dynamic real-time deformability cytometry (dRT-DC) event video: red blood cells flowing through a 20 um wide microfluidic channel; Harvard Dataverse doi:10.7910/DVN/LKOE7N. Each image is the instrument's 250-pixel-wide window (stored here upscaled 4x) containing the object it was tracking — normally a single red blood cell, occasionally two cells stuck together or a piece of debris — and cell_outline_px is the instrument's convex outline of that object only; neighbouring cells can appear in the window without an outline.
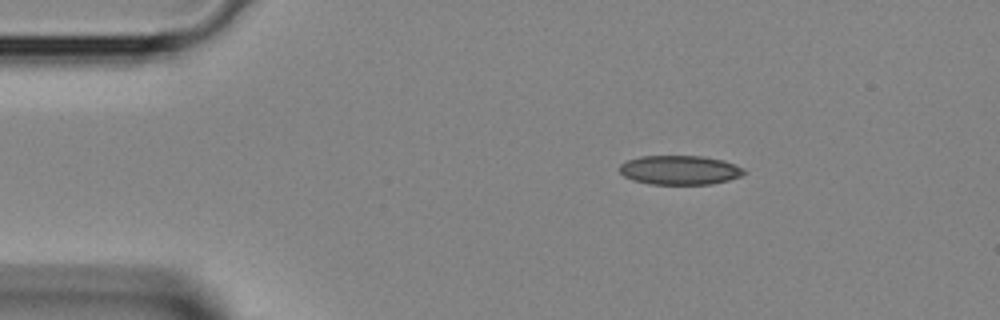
{"species": "Egyptian fruit bat (a non-hibernating species)", "species_latin": "Rousettus aegyptiacus", "temperature_condition": "room temperature", "stored_images_in_passage": 2, "camera_frame_rate_fps": 3000, "um_per_image_px": 0.085, "animal": {"sex": "female"}, "frame": {"image": 1, "passage_image": 1, "time_ms": 0.0, "image_size_px": [1000, 320], "cell_outline_px": [[748, 172], [740, 176], [728, 180], [712, 184], [652, 184], [632, 180], [624, 176], [620, 172], [620, 164], [628, 160], [640, 156], [704, 156], [724, 160], [736, 164], [744, 168]], "centroid_in_image_um": [57.82, 14.45], "position_along_channel_um": 27.2, "area_um2": 21.33}}